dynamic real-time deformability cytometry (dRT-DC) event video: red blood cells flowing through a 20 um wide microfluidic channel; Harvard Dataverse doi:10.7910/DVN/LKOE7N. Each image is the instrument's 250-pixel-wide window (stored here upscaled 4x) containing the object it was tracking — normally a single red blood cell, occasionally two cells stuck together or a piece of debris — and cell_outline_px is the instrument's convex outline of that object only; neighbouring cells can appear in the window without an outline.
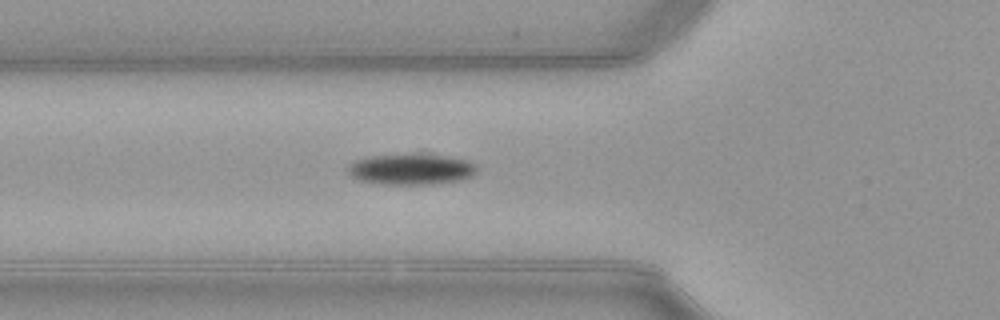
{"species": "common noctule bat (a hibernating species)", "species_latin": "Nyctalus noctula", "temperature_condition": "warm", "stored_images_in_passage": 36, "camera_frame_rate_fps": 3000, "um_per_image_px": 0.085, "animal": {"sex": "female", "body_mass_g": 21.9}, "frame": {"image": 1, "passage_image": 3, "time_ms": 0.667, "image_size_px": [1000, 320], "cell_outline_px": [[480, 168], [472, 176], [460, 180], [440, 184], [380, 184], [360, 180], [348, 176], [348, 164], [356, 160], [372, 156], [448, 156], [468, 160], [476, 164]], "centroid_in_image_um": [34.98, 14.42], "position_along_channel_um": 90.8, "area_um2": 22.89}}
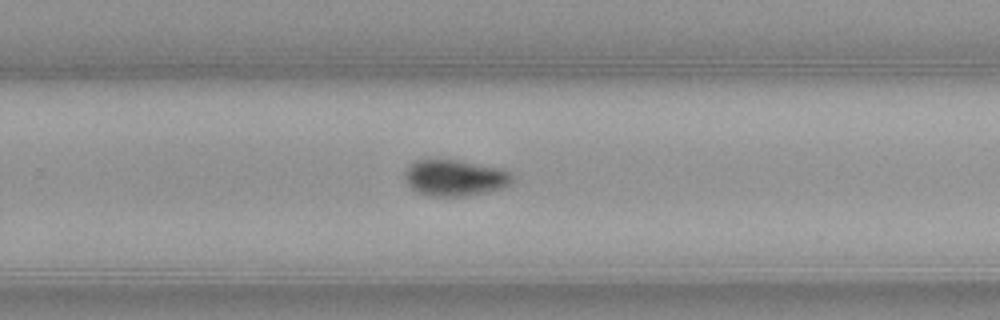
{"frame": {"image": 2, "passage_image": 18, "time_ms": 5.667, "image_size_px": [1000, 320], "cell_outline_px": [[512, 184], [500, 188], [484, 192], [464, 196], [432, 196], [416, 192], [408, 184], [404, 172], [416, 160], [460, 160], [496, 168], [512, 172]], "centroid_in_image_um": [38.67, 15.12], "position_along_channel_um": 291.1, "area_um2": 22.31}}
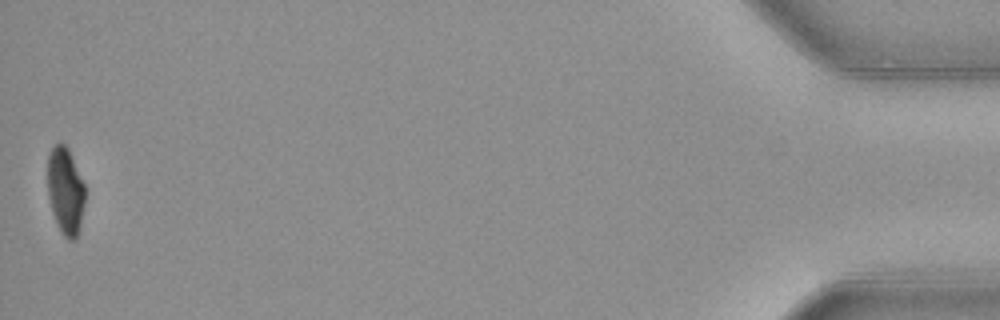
{"frame": {"image": 3, "passage_image": 36, "time_ms": 11.667, "image_size_px": [1000, 320], "cell_outline_px": [[84, 204], [80, 224], [76, 236], [72, 240], [68, 240], [60, 232], [56, 224], [52, 212], [48, 196], [48, 156], [52, 148], [60, 140], [68, 148], [84, 184]], "centroid_in_image_um": [5.54, 16.22], "position_along_channel_um": 429.7, "area_um2": 18.84}, "authors_computed_cell_mechanics": {"area_um2": 22.5131, "velocity_mm_per_s": 3.9974, "shape_relaxation_time_tau1_ms": 2.7139, "shape_relaxation_time_tau2_ms": null, "deformation_change_tau1": 0.1283, "deformation_change_tau2": null}}